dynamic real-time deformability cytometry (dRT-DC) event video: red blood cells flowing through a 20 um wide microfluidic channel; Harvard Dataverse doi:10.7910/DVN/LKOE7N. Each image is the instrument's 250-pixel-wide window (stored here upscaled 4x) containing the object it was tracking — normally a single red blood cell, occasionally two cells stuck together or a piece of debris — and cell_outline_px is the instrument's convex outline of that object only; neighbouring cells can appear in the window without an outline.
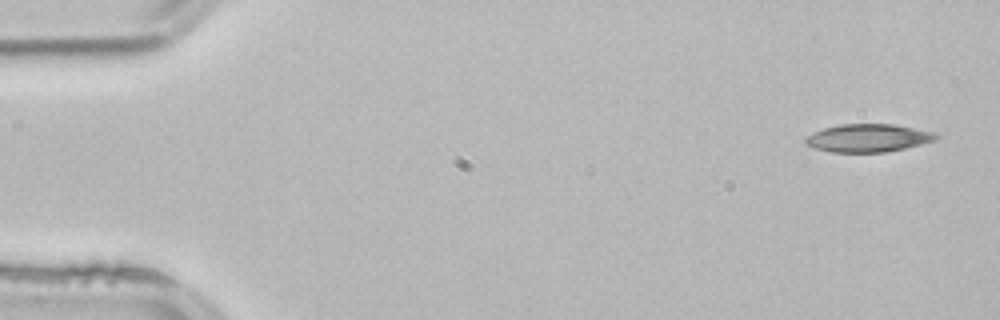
{"species": "common noctule bat (a hibernating species)", "species_latin": "Nyctalus noctula", "temperature_condition": "room temperature", "stored_images_in_passage": 4, "segment_of_instrument_passage": [1, 2], "camera_frame_rate_fps": 3000, "um_per_image_px": 0.085, "animal": {"sex": "male", "body_mass_g": 21.5, "forearm_length_mm": 52.0}, "frame": {"image": 1, "passage_image": 1, "time_ms": 0.0, "image_size_px": [1000, 320], "cell_outline_px": [[940, 136], [936, 140], [904, 148], [884, 152], [832, 152], [816, 148], [804, 144], [804, 136], [812, 132], [824, 128], [840, 124], [892, 124], [936, 132]], "centroid_in_image_um": [73.76, 11.72], "position_along_channel_um": 11.2, "area_um2": 21.33}}